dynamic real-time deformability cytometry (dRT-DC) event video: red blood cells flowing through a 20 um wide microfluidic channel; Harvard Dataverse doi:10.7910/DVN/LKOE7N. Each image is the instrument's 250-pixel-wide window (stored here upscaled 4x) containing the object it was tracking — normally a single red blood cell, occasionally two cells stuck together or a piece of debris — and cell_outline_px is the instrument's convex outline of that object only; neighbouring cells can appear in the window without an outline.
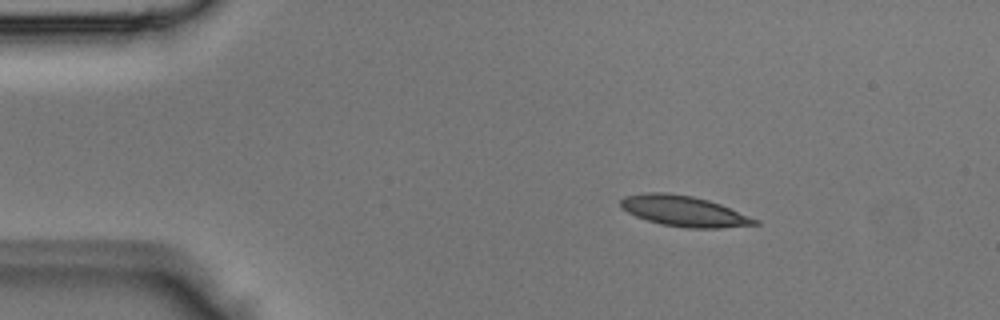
{"species": "Egyptian fruit bat (a non-hibernating species)", "species_latin": "Rousettus aegyptiacus", "temperature_condition": "room temperature", "stored_images_in_passage": 3, "camera_frame_rate_fps": 3000, "um_per_image_px": 0.085, "animal": {"sex": "male"}, "frame": {"image": 1, "passage_image": 1, "time_ms": 0.0, "image_size_px": [1000, 320], "cell_outline_px": [[760, 224], [720, 228], [688, 228], [660, 224], [636, 216], [620, 208], [620, 200], [624, 196], [648, 192], [668, 192], [692, 196], [708, 200], [720, 204], [760, 220]], "centroid_in_image_um": [58.13, 17.94], "position_along_channel_um": 26.9, "area_um2": 23.99}}
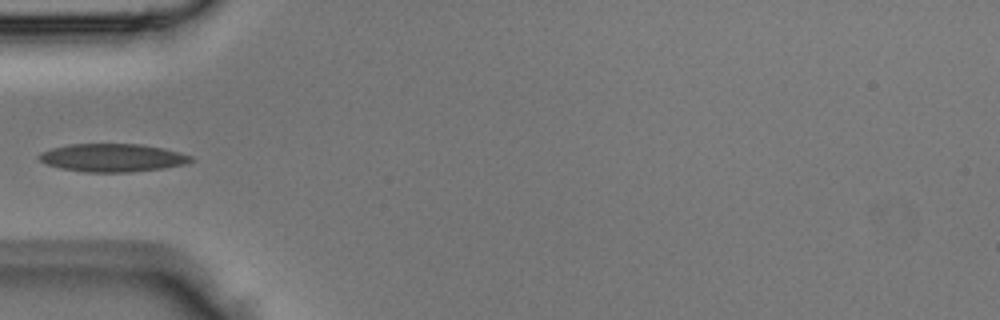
{"frame": {"image": 2, "passage_image": 3, "time_ms": 0.667, "image_size_px": [1000, 320], "cell_outline_px": [[196, 160], [184, 164], [164, 168], [128, 172], [84, 172], [60, 168], [48, 164], [40, 160], [36, 156], [40, 152], [52, 148], [68, 144], [140, 144], [180, 152], [192, 156]], "centroid_in_image_um": [9.55, 13.41], "position_along_channel_um": 75.4, "area_um2": 24.8}}